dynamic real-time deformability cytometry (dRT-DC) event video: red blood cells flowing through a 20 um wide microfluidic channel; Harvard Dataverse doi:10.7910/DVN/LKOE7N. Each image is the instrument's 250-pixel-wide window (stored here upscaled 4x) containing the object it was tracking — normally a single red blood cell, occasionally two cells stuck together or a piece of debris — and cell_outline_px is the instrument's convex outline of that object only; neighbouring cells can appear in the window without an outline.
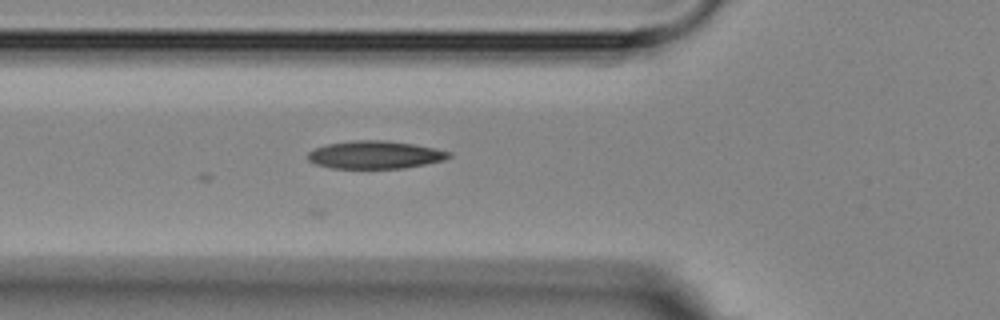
{"species": "Egyptian fruit bat (a non-hibernating species)", "species_latin": "Rousettus aegyptiacus", "temperature_condition": "room temperature", "stored_images_in_passage": 3, "camera_frame_rate_fps": 3000, "um_per_image_px": 0.085, "animal": {"sex": "female"}, "frame": {"image": 1, "passage_image": 3, "time_ms": 3.333, "image_size_px": [1000, 320], "cell_outline_px": [[452, 156], [444, 160], [404, 168], [332, 168], [316, 164], [308, 160], [308, 152], [316, 148], [328, 144], [352, 140], [384, 140], [412, 144], [436, 148], [452, 152]], "centroid_in_image_um": [31.9, 13.15], "position_along_channel_um": 93.9, "area_um2": 22.77}}